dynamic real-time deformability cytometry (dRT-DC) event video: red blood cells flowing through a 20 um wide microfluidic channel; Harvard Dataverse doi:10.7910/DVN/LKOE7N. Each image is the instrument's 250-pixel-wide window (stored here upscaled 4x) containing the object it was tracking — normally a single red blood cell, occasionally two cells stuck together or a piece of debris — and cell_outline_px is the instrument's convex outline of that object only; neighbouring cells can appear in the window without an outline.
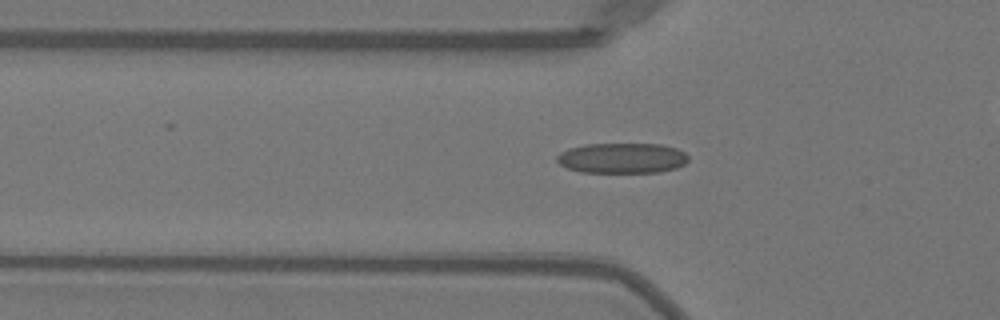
{"species": "Egyptian fruit bat (a non-hibernating species)", "species_latin": "Rousettus aegyptiacus", "temperature_condition": "warm", "stored_images_in_passage": 41, "camera_frame_rate_fps": 3000, "um_per_image_px": 0.085, "animal": {"sex": "female"}, "frame": {"image": 1, "passage_image": 14, "time_ms": 4.333, "image_size_px": [1000, 320], "cell_outline_px": [[688, 160], [684, 164], [676, 168], [660, 172], [580, 172], [568, 168], [560, 164], [556, 160], [556, 156], [560, 152], [568, 148], [584, 144], [660, 144], [676, 148], [684, 152], [688, 156]], "centroid_in_image_um": [52.86, 13.43], "position_along_channel_um": 72.9, "area_um2": 23.29}}
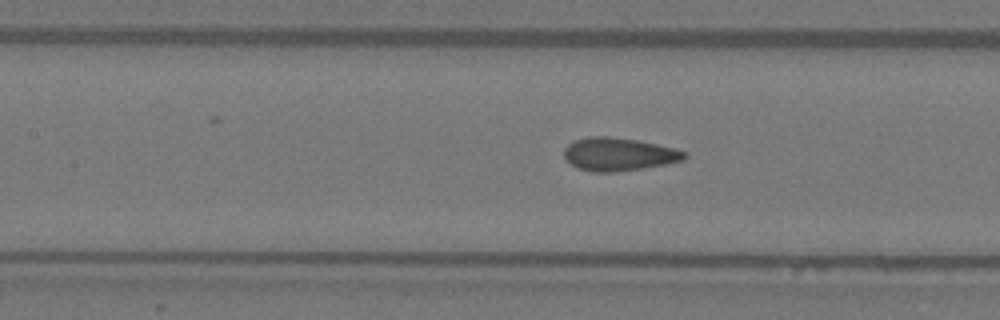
{"frame": {"image": 2, "passage_image": 20, "time_ms": 6.333, "image_size_px": [1000, 320], "cell_outline_px": [[688, 156], [684, 160], [644, 168], [616, 172], [592, 172], [576, 168], [564, 160], [564, 148], [568, 144], [576, 140], [588, 136], [608, 136], [636, 140], [656, 144], [672, 148], [684, 152]], "centroid_in_image_um": [52.53, 13.12], "position_along_channel_um": 154.9, "area_um2": 23.24}}
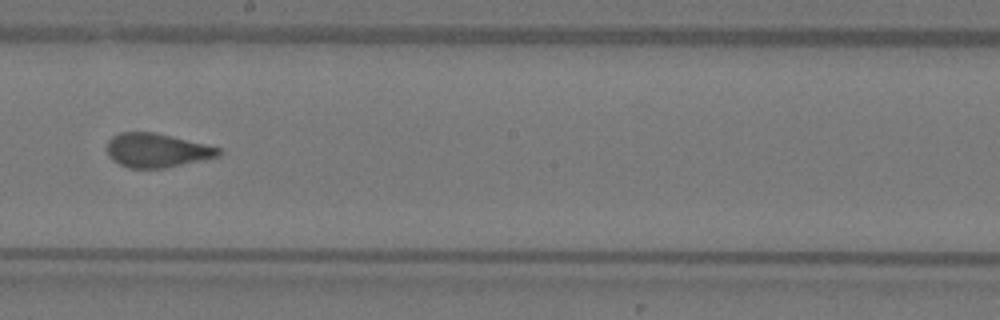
{"frame": {"image": 3, "passage_image": 26, "time_ms": 8.333, "image_size_px": [1000, 320], "cell_outline_px": [[224, 152], [220, 156], [204, 160], [164, 168], [128, 168], [120, 164], [108, 156], [108, 140], [112, 136], [120, 132], [152, 132], [204, 144], [220, 148]], "centroid_in_image_um": [13.34, 12.79], "position_along_channel_um": 234.9, "area_um2": 21.96}}